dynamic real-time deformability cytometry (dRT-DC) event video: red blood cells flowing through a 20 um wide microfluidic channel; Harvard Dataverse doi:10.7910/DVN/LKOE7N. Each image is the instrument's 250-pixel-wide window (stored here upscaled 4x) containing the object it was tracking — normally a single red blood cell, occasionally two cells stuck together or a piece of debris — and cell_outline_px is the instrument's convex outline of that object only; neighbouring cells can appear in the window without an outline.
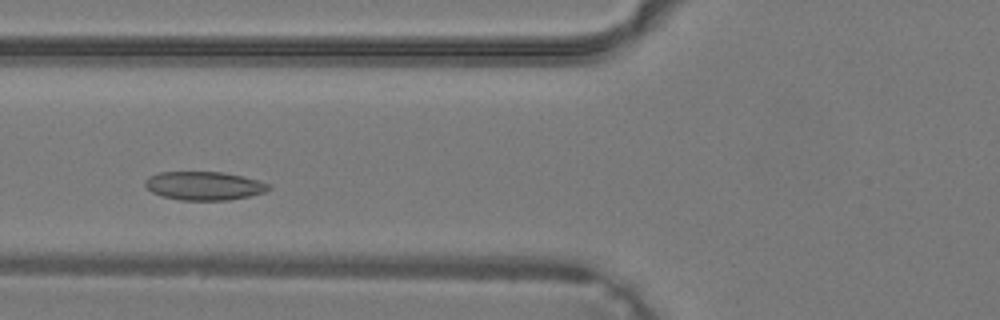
{"species": "common noctule bat (a hibernating species)", "species_latin": "Nyctalus noctula", "temperature_condition": "warm", "stored_images_in_passage": 27, "camera_frame_rate_fps": 3000, "um_per_image_px": 0.085, "animal": {"sex": "male", "body_mass_g": 19.2, "forearm_length_mm": 51.8}, "frame": {"image": 1, "passage_image": 3, "time_ms": 0.667, "image_size_px": [1000, 320], "cell_outline_px": [[272, 188], [264, 192], [248, 196], [228, 200], [180, 200], [160, 196], [152, 192], [144, 184], [144, 180], [148, 176], [160, 172], [224, 172], [260, 180], [272, 184]], "centroid_in_image_um": [17.36, 15.79], "position_along_channel_um": 108.4, "area_um2": 20.75}}
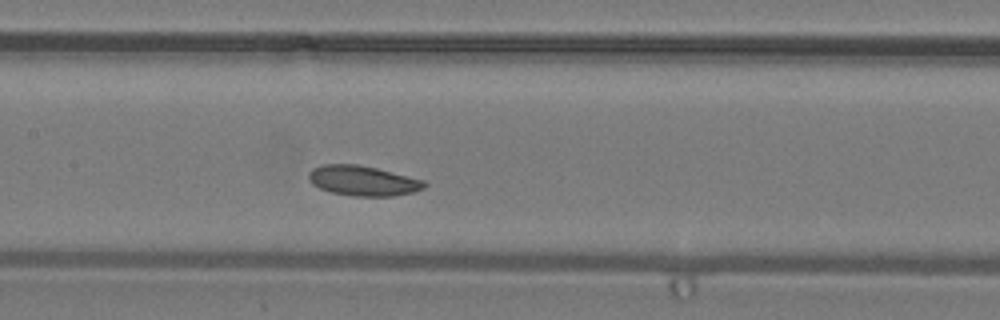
{"frame": {"image": 2, "passage_image": 7, "time_ms": 2.0, "image_size_px": [1000, 320], "cell_outline_px": [[428, 184], [424, 188], [412, 192], [392, 196], [352, 196], [332, 192], [320, 188], [312, 184], [308, 180], [308, 172], [312, 168], [320, 164], [356, 164], [376, 168], [424, 180]], "centroid_in_image_um": [30.81, 15.35], "position_along_channel_um": 176.6, "area_um2": 20.29}}
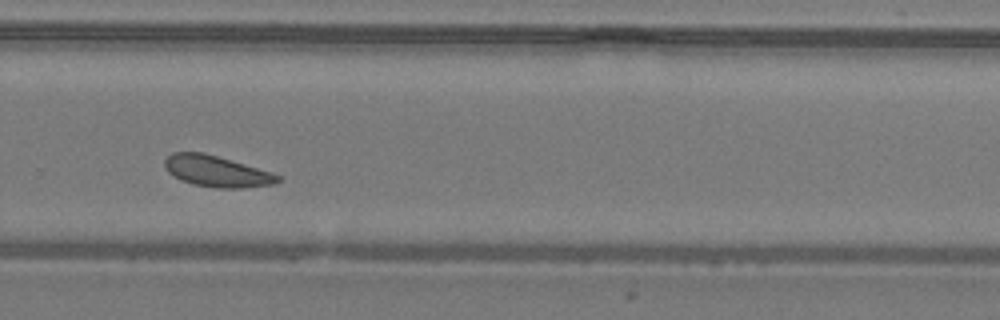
{"frame": {"image": 3, "passage_image": 15, "time_ms": 4.667, "image_size_px": [1000, 320], "cell_outline_px": [[284, 180], [276, 184], [244, 188], [216, 188], [192, 184], [180, 180], [168, 172], [164, 164], [164, 160], [172, 152], [204, 152], [272, 172], [280, 176]], "centroid_in_image_um": [18.45, 14.57], "position_along_channel_um": 311.4, "area_um2": 20.75}}